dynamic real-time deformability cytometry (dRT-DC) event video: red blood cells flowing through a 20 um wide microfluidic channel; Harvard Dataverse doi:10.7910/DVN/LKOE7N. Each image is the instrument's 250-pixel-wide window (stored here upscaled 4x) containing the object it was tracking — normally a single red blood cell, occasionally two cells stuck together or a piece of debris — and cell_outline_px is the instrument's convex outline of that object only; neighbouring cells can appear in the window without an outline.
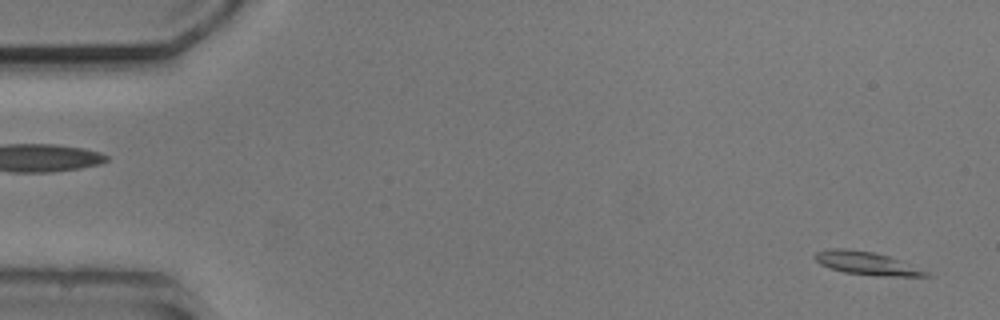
{"species": "common noctule bat (a hibernating species)", "species_latin": "Nyctalus noctula", "temperature_condition": "cold", "stored_images_in_passage": 2, "segment_of_instrument_passage": [2, 2], "camera_frame_rate_fps": 3000, "um_per_image_px": 0.085, "animal": {"sex": "male", "body_mass_g": 20.5, "forearm_length_mm": 52.5}, "frame": {"image": 1, "passage_image": 2, "time_ms": 1.0, "image_size_px": [1000, 320], "cell_outline_px": [[932, 276], [876, 276], [844, 272], [820, 264], [812, 256], [816, 252], [832, 248], [844, 248], [872, 252], [888, 256], [928, 272]], "centroid_in_image_um": [73.61, 22.38], "position_along_channel_um": 11.4, "area_um2": 14.62}}